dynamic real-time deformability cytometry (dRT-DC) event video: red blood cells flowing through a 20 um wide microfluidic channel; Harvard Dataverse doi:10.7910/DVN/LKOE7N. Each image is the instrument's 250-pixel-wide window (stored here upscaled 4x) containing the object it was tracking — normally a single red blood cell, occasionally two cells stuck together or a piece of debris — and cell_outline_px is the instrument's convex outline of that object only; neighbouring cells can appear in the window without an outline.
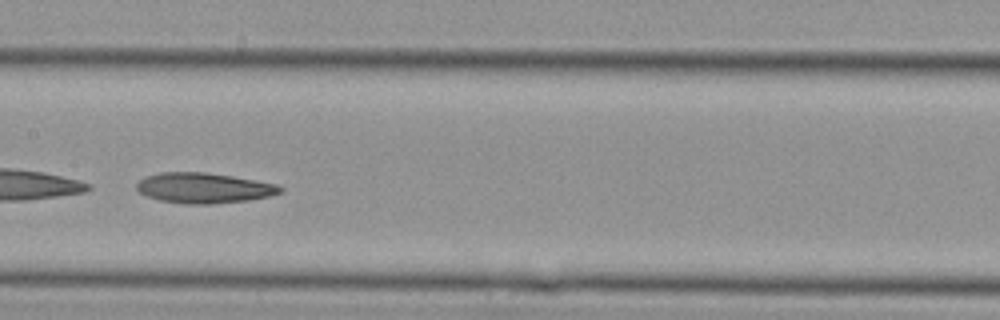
{"species": "Egyptian fruit bat (a non-hibernating species)", "species_latin": "Rousettus aegyptiacus", "temperature_condition": "cold", "stored_images_in_passage": 27, "camera_frame_rate_fps": 3000, "um_per_image_px": 0.085, "animal": {"sex": "female"}, "frame": {"image": 1, "passage_image": 12, "time_ms": 3.667, "image_size_px": [1000, 320], "cell_outline_px": [[284, 188], [280, 192], [268, 196], [248, 200], [212, 204], [184, 204], [160, 200], [148, 196], [140, 192], [136, 188], [136, 184], [140, 180], [148, 176], [160, 172], [208, 172], [232, 176], [276, 184]], "centroid_in_image_um": [17.32, 15.98], "position_along_channel_um": 190.1, "area_um2": 25.2}}
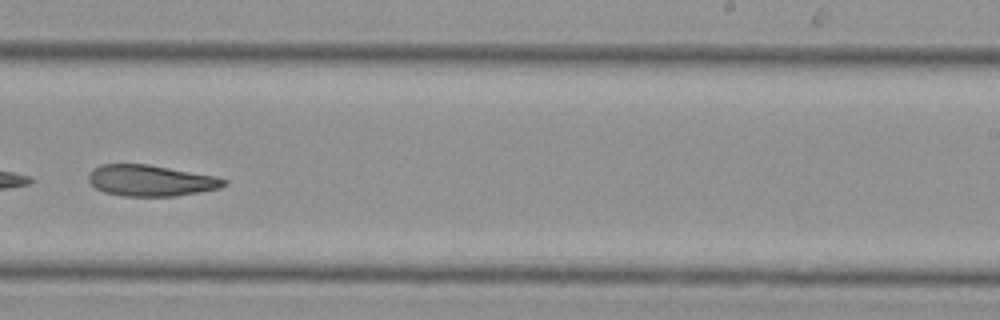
{"frame": {"image": 2, "passage_image": 16, "time_ms": 5.0, "image_size_px": [1000, 320], "cell_outline_px": [[228, 184], [220, 188], [176, 196], [124, 196], [104, 192], [96, 188], [88, 180], [88, 172], [92, 168], [100, 164], [148, 164], [216, 176], [228, 180]], "centroid_in_image_um": [12.81, 15.34], "position_along_channel_um": 276.2, "area_um2": 24.74}}
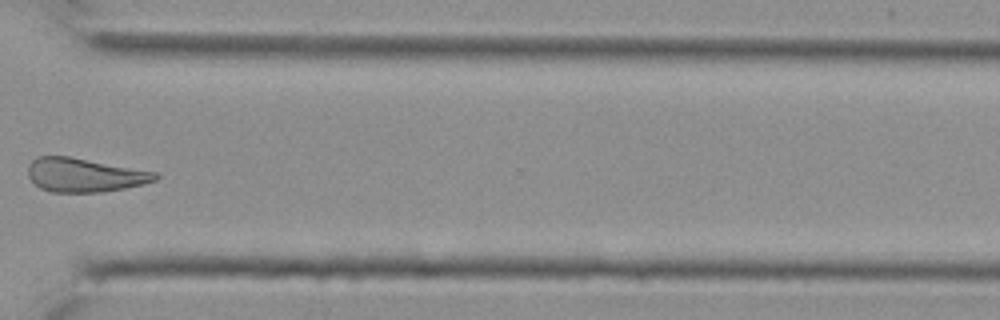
{"frame": {"image": 3, "passage_image": 20, "time_ms": 6.333, "image_size_px": [1000, 320], "cell_outline_px": [[160, 176], [156, 180], [144, 184], [124, 188], [100, 192], [52, 192], [40, 188], [28, 176], [28, 164], [36, 156], [68, 156], [160, 172]], "centroid_in_image_um": [7.22, 14.87], "position_along_channel_um": 363.4, "area_um2": 25.26}}